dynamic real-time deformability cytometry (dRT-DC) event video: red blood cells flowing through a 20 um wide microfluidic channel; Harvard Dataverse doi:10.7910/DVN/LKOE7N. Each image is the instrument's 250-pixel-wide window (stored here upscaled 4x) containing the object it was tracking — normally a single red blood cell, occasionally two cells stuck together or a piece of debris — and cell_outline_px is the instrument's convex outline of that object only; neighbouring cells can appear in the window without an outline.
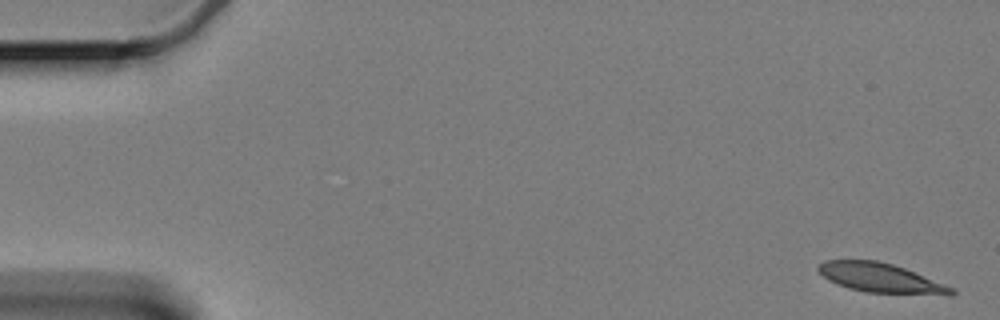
{"species": "Egyptian fruit bat (a non-hibernating species)", "species_latin": "Rousettus aegyptiacus", "temperature_condition": "cold", "stored_images_in_passage": 59, "camera_frame_rate_fps": 3000, "um_per_image_px": 0.085, "animal": {"sex": "female"}, "frame": {"image": 1, "passage_image": 1, "time_ms": 0.0, "image_size_px": [1000, 320], "cell_outline_px": [[956, 292], [952, 296], [948, 296], [868, 292], [848, 288], [836, 284], [828, 280], [816, 268], [824, 260], [876, 260], [892, 264], [904, 268], [944, 284], [952, 288]], "centroid_in_image_um": [74.87, 23.64], "position_along_channel_um": 10.1, "area_um2": 22.77}}
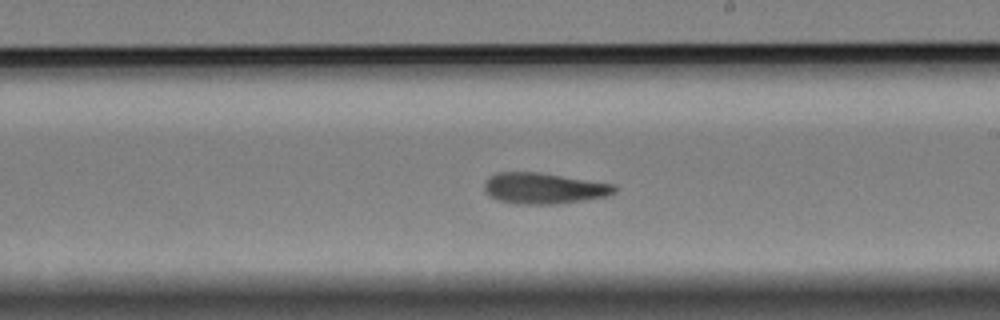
{"frame": {"image": 2, "passage_image": 34, "time_ms": 11.0, "image_size_px": [1000, 320], "cell_outline_px": [[616, 192], [608, 196], [584, 200], [556, 204], [516, 204], [496, 200], [488, 196], [484, 188], [484, 184], [488, 176], [496, 172], [540, 172], [616, 184]], "centroid_in_image_um": [46.21, 16.0], "position_along_channel_um": 242.8, "area_um2": 23.87}}
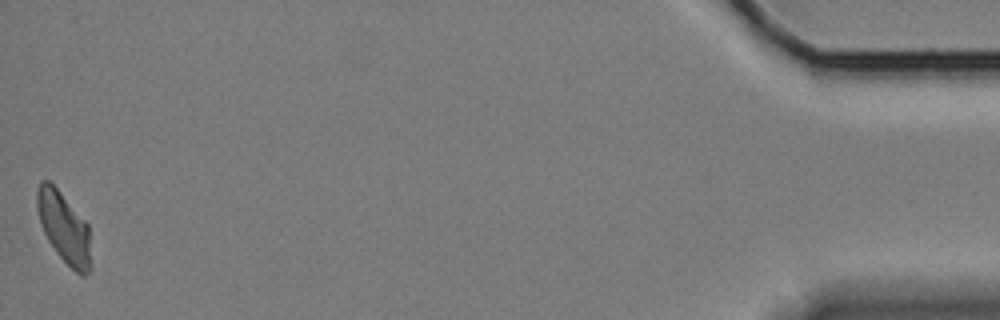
{"frame": {"image": 3, "passage_image": 59, "time_ms": 19.333, "image_size_px": [1000, 320], "cell_outline_px": [[92, 268], [84, 276], [80, 276], [56, 252], [48, 240], [44, 232], [36, 208], [36, 188], [40, 180], [48, 180], [60, 192], [88, 224], [92, 264]], "centroid_in_image_um": [5.45, 19.36], "position_along_channel_um": 429.8, "area_um2": 22.25}, "authors_computed_cell_mechanics": {"area_um2": 23.409, "velocity_mm_per_s": 3.3246, "shape_relaxation_time_tau1_ms": null, "shape_relaxation_time_tau2_ms": 5.6579, "deformation_change_tau1": null, "deformation_change_tau2": 0.1273}}